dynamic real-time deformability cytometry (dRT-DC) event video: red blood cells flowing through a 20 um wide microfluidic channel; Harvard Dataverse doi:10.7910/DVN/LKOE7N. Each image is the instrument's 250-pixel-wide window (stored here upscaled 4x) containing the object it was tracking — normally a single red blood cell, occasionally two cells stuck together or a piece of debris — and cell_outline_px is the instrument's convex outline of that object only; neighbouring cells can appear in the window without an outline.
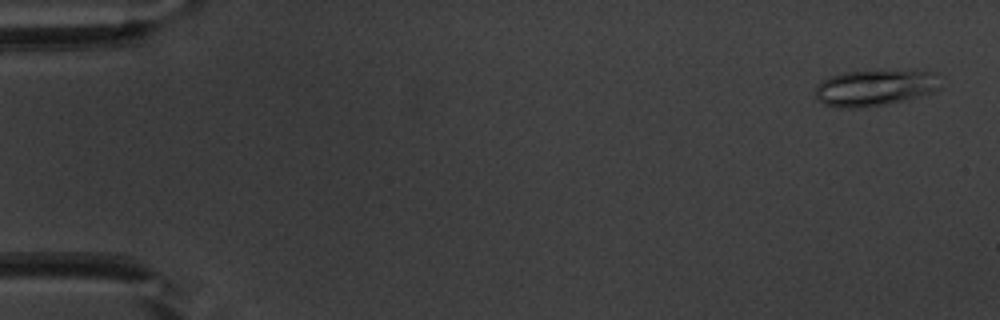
{"species": "common noctule bat (a hibernating species)", "species_latin": "Nyctalus noctula", "temperature_condition": "warm", "stored_images_in_passage": 53, "camera_frame_rate_fps": 3000, "um_per_image_px": 0.085, "animal": {"sex": "male", "body_mass_g": 20.1, "forearm_length_mm": 53.5}, "frame": {"image": 1, "passage_image": 2, "time_ms": 0.333, "image_size_px": [1000, 320], "cell_outline_px": [[940, 88], [936, 92], [908, 100], [888, 104], [860, 108], [840, 108], [824, 104], [816, 96], [816, 84], [820, 80], [828, 76], [844, 72], [936, 72]], "centroid_in_image_um": [74.34, 7.5], "position_along_channel_um": 10.7, "area_um2": 26.24}}
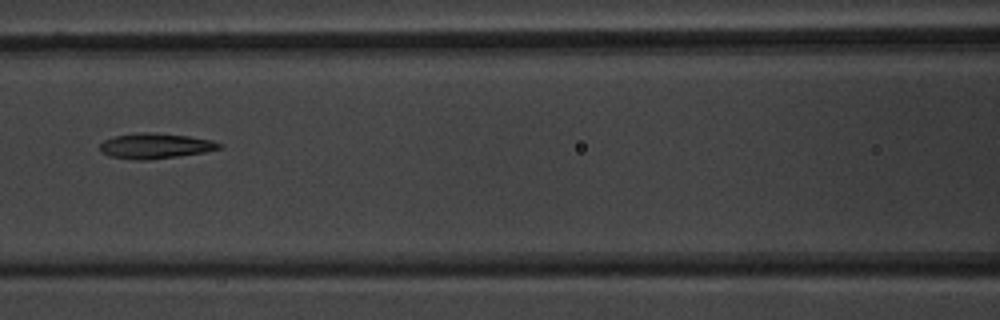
{"frame": {"image": 2, "passage_image": 24, "time_ms": 7.667, "image_size_px": [1000, 320], "cell_outline_px": [[224, 148], [204, 152], [148, 160], [140, 160], [108, 156], [100, 152], [100, 144], [104, 140], [112, 136], [132, 132], [156, 132], [188, 136], [212, 140], [224, 144]], "centroid_in_image_um": [13.19, 12.38], "position_along_channel_um": 153.4, "area_um2": 17.92}}
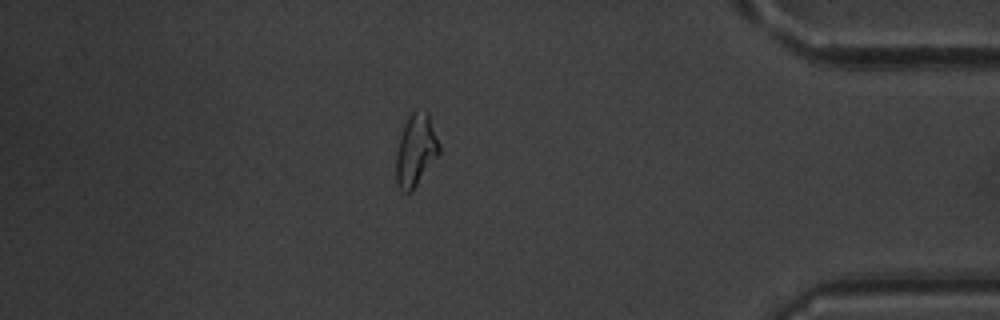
{"frame": {"image": 3, "passage_image": 46, "time_ms": 15.0, "image_size_px": [1000, 320], "cell_outline_px": [[440, 152], [412, 192], [404, 192], [400, 188], [396, 180], [396, 152], [400, 136], [404, 124], [408, 116], [416, 108], [428, 112], [440, 144]], "centroid_in_image_um": [35.34, 12.74], "position_along_channel_um": 399.9, "area_um2": 18.21}, "authors_computed_cell_mechanics": {"area_um2": 18.0336, "velocity_mm_per_s": 3.8231, "shape_relaxation_time_tau1_ms": 8.5671, "shape_relaxation_time_tau2_ms": 3.6632, "deformation_change_tau1": 0.2278, "deformation_change_tau2": 0.115}}